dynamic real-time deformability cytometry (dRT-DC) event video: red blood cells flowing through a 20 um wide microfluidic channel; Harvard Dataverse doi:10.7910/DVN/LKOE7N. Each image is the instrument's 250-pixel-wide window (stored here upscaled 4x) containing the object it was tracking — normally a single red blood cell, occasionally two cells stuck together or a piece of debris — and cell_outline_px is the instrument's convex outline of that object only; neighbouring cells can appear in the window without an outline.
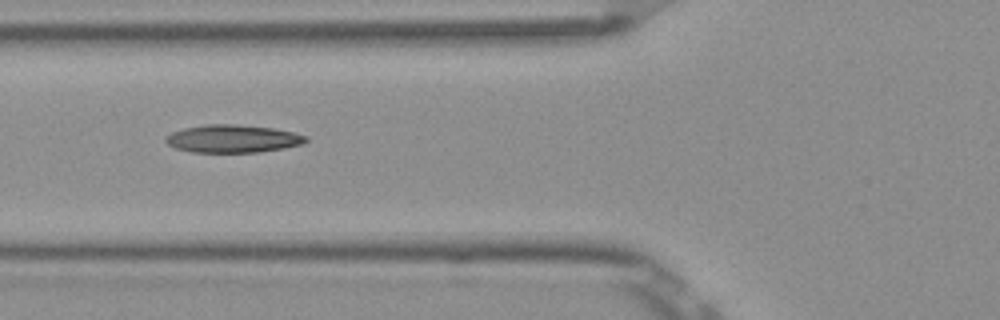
{"species": "Egyptian fruit bat (a non-hibernating species)", "species_latin": "Rousettus aegyptiacus", "temperature_condition": "room temperature", "stored_images_in_passage": 8, "camera_frame_rate_fps": 3000, "um_per_image_px": 0.085, "frame": {"image": 1, "passage_image": 5, "time_ms": 1.333, "image_size_px": [1000, 320], "cell_outline_px": [[308, 140], [304, 144], [284, 148], [260, 152], [192, 152], [176, 148], [168, 144], [164, 140], [164, 136], [172, 132], [184, 128], [208, 124], [236, 124], [272, 128], [292, 132], [308, 136]], "centroid_in_image_um": [19.79, 11.79], "position_along_channel_um": 106.0, "area_um2": 22.77}}
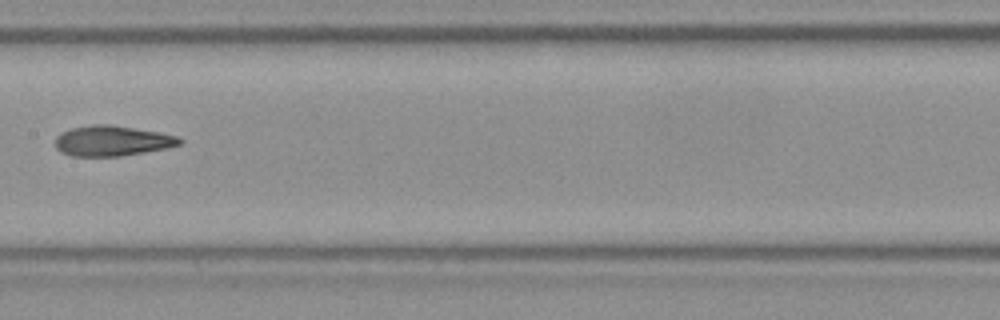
{"frame": {"image": 2, "passage_image": 7, "time_ms": 2.0, "image_size_px": [1000, 320], "cell_outline_px": [[184, 140], [180, 144], [168, 148], [120, 156], [72, 156], [60, 152], [56, 148], [56, 136], [60, 132], [72, 128], [92, 124], [112, 124], [160, 132], [176, 136]], "centroid_in_image_um": [9.52, 11.96], "position_along_channel_um": 197.9, "area_um2": 22.14}}
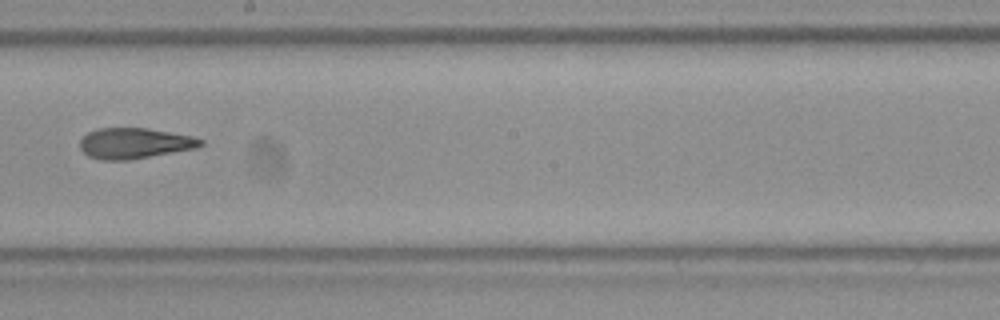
{"frame": {"image": 3, "passage_image": 8, "time_ms": 2.333, "image_size_px": [1000, 320], "cell_outline_px": [[204, 144], [196, 148], [128, 160], [100, 160], [88, 156], [80, 148], [80, 140], [88, 132], [100, 128], [148, 128], [192, 136], [204, 140]], "centroid_in_image_um": [11.43, 12.18], "position_along_channel_um": 236.8, "area_um2": 21.5}}